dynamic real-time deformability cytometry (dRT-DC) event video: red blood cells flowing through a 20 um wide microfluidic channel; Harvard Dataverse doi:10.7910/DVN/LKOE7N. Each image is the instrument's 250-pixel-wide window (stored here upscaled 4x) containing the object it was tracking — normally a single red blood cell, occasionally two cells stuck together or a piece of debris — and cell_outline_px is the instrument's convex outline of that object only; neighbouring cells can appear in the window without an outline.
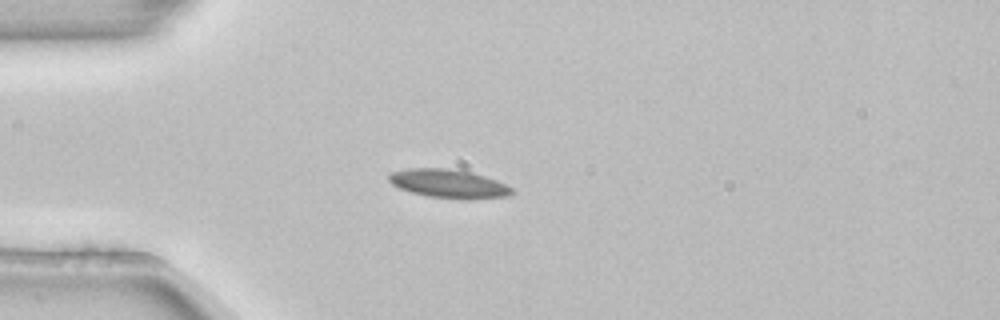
{"species": "common noctule bat (a hibernating species)", "species_latin": "Nyctalus noctula", "temperature_condition": "room temperature", "stored_images_in_passage": 6, "camera_frame_rate_fps": 3000, "um_per_image_px": 0.085, "animal": {"sex": "female", "body_mass_g": 22.7, "forearm_length_mm": 54.2}, "frame": {"image": 1, "passage_image": 4, "time_ms": 1.0, "image_size_px": [1000, 320], "cell_outline_px": [[516, 192], [508, 196], [468, 200], [428, 196], [412, 192], [400, 188], [392, 184], [388, 180], [388, 172], [408, 168], [448, 168], [472, 172], [496, 180], [512, 188]], "centroid_in_image_um": [38.13, 15.61], "position_along_channel_um": 46.9, "area_um2": 20.69}}